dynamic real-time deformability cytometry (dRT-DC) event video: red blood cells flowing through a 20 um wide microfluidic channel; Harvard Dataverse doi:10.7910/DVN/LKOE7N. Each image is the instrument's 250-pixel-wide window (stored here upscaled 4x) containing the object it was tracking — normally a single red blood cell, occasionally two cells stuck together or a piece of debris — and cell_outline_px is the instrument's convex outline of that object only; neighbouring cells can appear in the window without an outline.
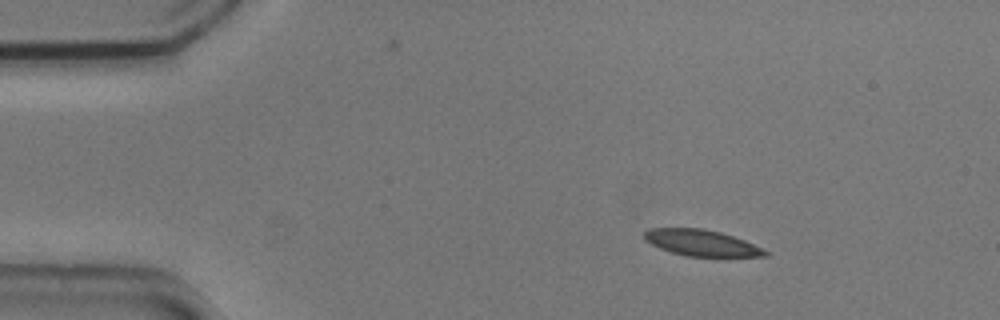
{"species": "common noctule bat (a hibernating species)", "species_latin": "Nyctalus noctula", "temperature_condition": "cold", "stored_images_in_passage": 47, "camera_frame_rate_fps": 3000, "um_per_image_px": 0.085, "animal": {"sex": "male", "body_mass_g": 20.5, "forearm_length_mm": 52.5}, "frame": {"image": 1, "passage_image": 1, "time_ms": 0.0, "image_size_px": [1000, 320], "cell_outline_px": [[768, 256], [684, 256], [660, 248], [644, 240], [644, 232], [648, 228], [704, 228], [720, 232], [744, 240], [768, 252]], "centroid_in_image_um": [59.57, 20.63], "position_along_channel_um": 25.4, "area_um2": 18.21}}
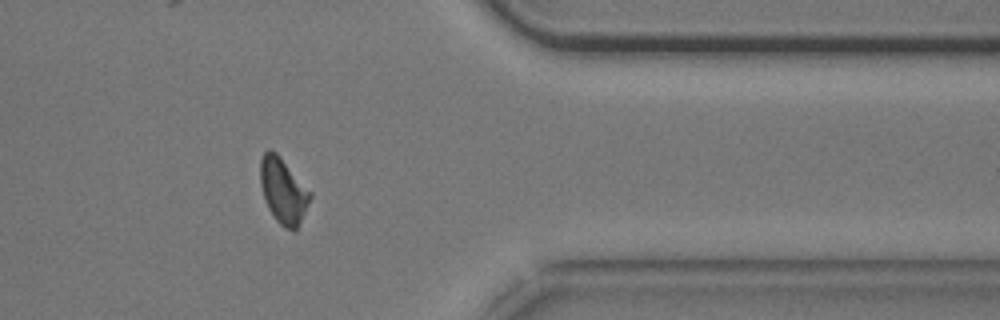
{"frame": {"image": 2, "passage_image": 37, "time_ms": 12.0, "image_size_px": [1000, 320], "cell_outline_px": [[312, 196], [296, 228], [288, 228], [280, 224], [276, 220], [268, 208], [260, 184], [260, 160], [264, 152], [268, 148], [276, 152], [280, 156], [312, 192]], "centroid_in_image_um": [24.06, 16.15], "position_along_channel_um": 387.3, "area_um2": 18.67}}
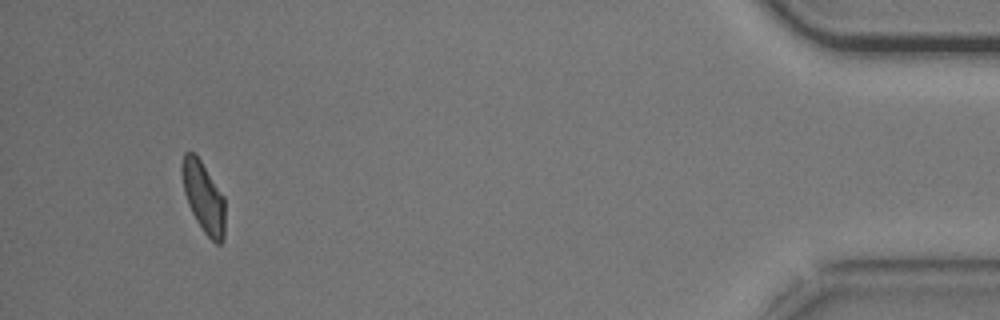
{"frame": {"image": 3, "passage_image": 44, "time_ms": 14.333, "image_size_px": [1000, 320], "cell_outline_px": [[224, 236], [220, 244], [216, 244], [204, 232], [196, 220], [188, 204], [184, 192], [180, 168], [180, 164], [184, 152], [192, 152], [200, 160], [224, 196]], "centroid_in_image_um": [17.28, 16.74], "position_along_channel_um": 417.9, "area_um2": 17.63}, "authors_computed_cell_mechanics": {"area_um2": 19.074, "velocity_mm_per_s": 3.6906, "shape_relaxation_time_tau1_ms": 2.3504, "shape_relaxation_time_tau2_ms": 3.1175, "deformation_change_tau1": 0.1028, "deformation_change_tau2": 0.0878}}